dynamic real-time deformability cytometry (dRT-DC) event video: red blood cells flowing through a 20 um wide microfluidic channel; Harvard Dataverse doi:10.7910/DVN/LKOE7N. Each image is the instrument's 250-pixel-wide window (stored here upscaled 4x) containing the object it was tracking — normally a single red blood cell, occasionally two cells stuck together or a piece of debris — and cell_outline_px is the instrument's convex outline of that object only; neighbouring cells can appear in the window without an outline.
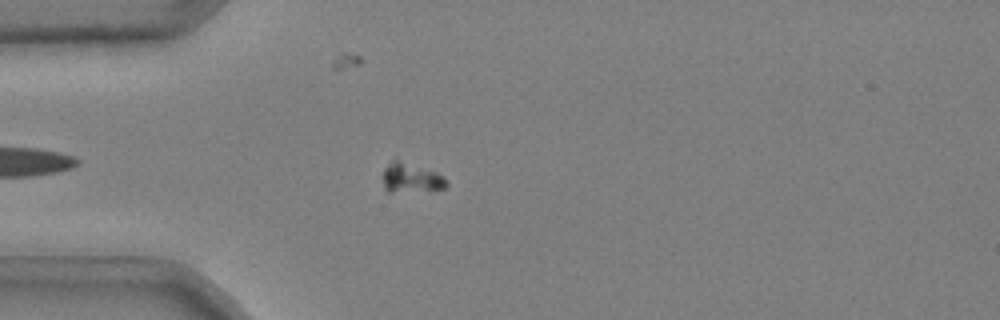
{"species": "common noctule bat (a hibernating species)", "species_latin": "Nyctalus noctula", "temperature_condition": "cold", "stored_images_in_passage": 47, "camera_frame_rate_fps": 3000, "um_per_image_px": 0.085, "animal": {"sex": "male", "body_mass_g": 20.4}, "frame": {"image": 1, "passage_image": 9, "time_ms": 2.667, "image_size_px": [1000, 320], "cell_outline_px": [[448, 184], [444, 188], [392, 192], [388, 192], [384, 188], [384, 168], [396, 156], [436, 172], [444, 176]], "centroid_in_image_um": [34.91, 15.05], "position_along_channel_um": 50.1, "area_um2": 11.1}}
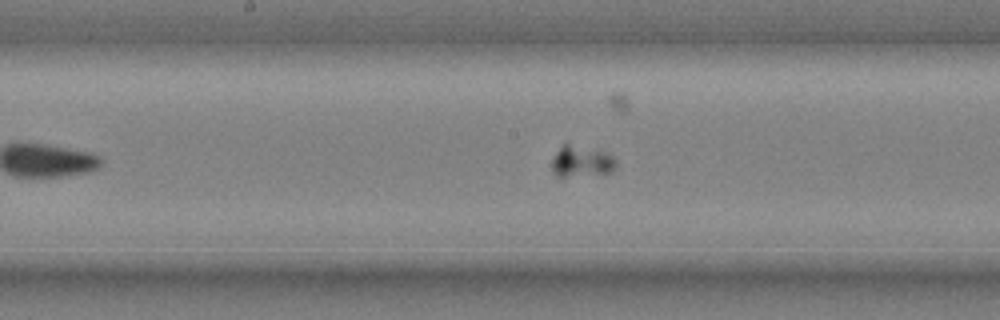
{"frame": {"image": 2, "passage_image": 22, "time_ms": 7.0, "image_size_px": [1000, 320], "cell_outline_px": [[616, 168], [612, 172], [564, 176], [556, 176], [552, 168], [552, 160], [556, 152], [564, 140], [604, 152], [612, 156], [616, 160]], "centroid_in_image_um": [49.39, 13.66], "position_along_channel_um": 198.8, "area_um2": 11.79}}
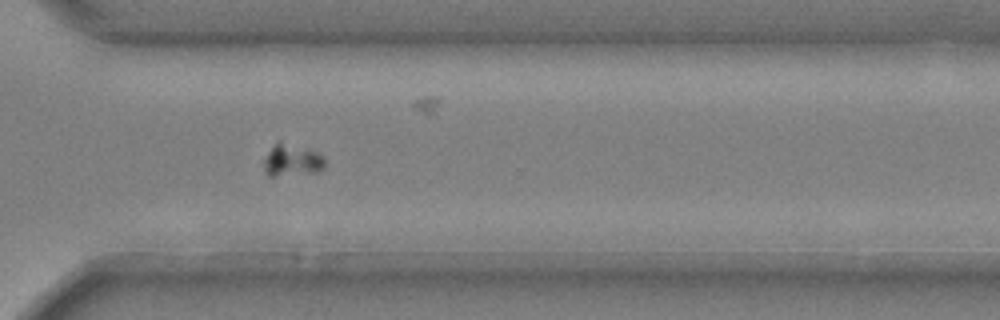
{"frame": {"image": 3, "passage_image": 34, "time_ms": 11.0, "image_size_px": [1000, 320], "cell_outline_px": [[324, 168], [316, 172], [276, 176], [268, 176], [264, 168], [264, 160], [268, 152], [280, 140], [308, 148], [320, 152], [324, 156]], "centroid_in_image_um": [24.85, 13.6], "position_along_channel_um": 345.8, "area_um2": 11.5}}